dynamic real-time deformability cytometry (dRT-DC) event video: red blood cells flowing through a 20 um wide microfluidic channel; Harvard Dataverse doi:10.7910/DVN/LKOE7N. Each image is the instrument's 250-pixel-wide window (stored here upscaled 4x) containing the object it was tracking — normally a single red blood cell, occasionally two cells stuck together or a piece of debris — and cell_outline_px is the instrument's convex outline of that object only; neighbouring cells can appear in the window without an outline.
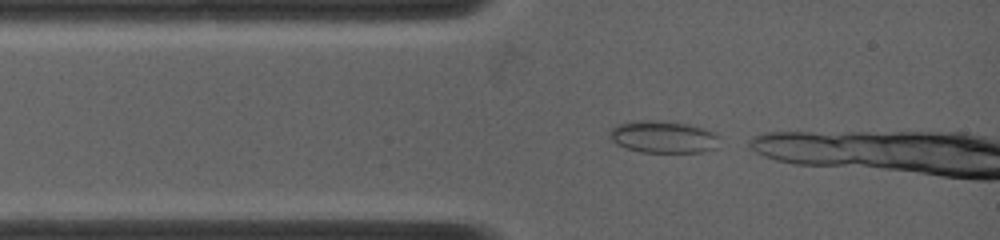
{"species": "common noctule bat (a hibernating species)", "species_latin": "Nyctalus noctula", "temperature_condition": "warm", "stored_images_in_passage": 9, "camera_frame_rate_fps": 5000, "um_per_image_px": 0.085, "animal": {"sex": "female", "body_mass_g": 19.0, "forearm_length_mm": 53.3}, "frame": {"image": 1, "passage_image": 1, "time_ms": 0.0, "image_size_px": [1000, 240], "cell_outline_px": [[720, 136], [716, 148], [704, 152], [640, 152], [624, 148], [616, 144], [612, 140], [608, 132], [616, 124], [632, 120], [672, 120], [704, 128], [716, 132]], "centroid_in_image_um": [56.38, 11.62], "position_along_channel_um": 28.6, "area_um2": 21.21}}
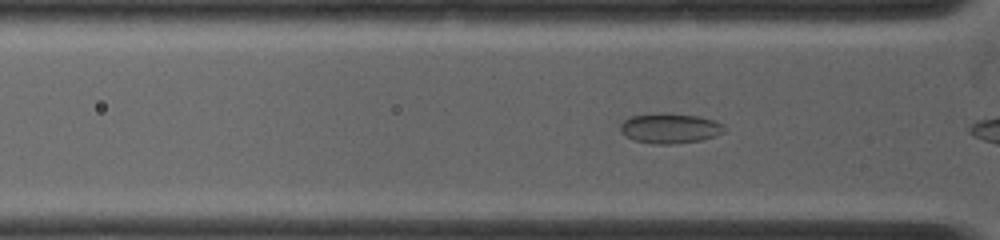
{"frame": {"image": 2, "passage_image": 7, "time_ms": 1.2, "image_size_px": [1000, 240], "cell_outline_px": [[728, 128], [724, 132], [704, 140], [672, 144], [656, 144], [636, 140], [620, 132], [620, 124], [624, 120], [632, 116], [664, 112], [696, 116], [712, 120], [724, 124]], "centroid_in_image_um": [56.98, 10.9], "position_along_channel_um": 68.8, "area_um2": 18.21}}